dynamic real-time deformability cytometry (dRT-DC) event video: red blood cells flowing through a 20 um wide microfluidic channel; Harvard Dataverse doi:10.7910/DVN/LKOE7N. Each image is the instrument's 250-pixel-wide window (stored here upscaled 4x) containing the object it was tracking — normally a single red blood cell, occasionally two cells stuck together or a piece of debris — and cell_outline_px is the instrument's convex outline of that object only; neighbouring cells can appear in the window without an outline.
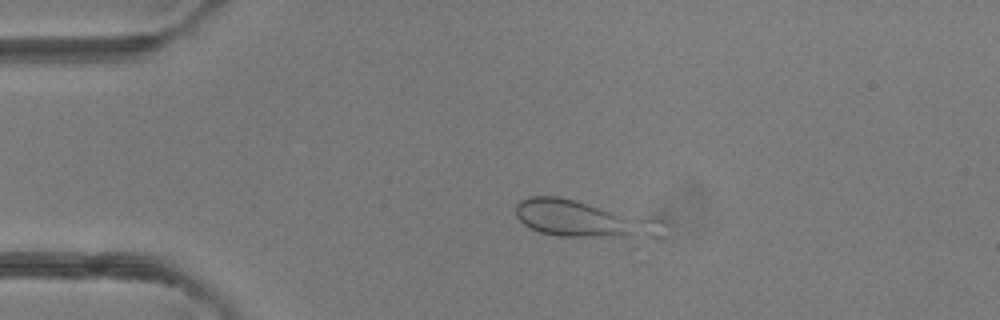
{"species": "common noctule bat (a hibernating species)", "species_latin": "Nyctalus noctula", "temperature_condition": "room temperature", "stored_images_in_passage": 3, "camera_frame_rate_fps": 3000, "um_per_image_px": 0.085, "animal": {"sex": "female"}, "frame": {"image": 1, "passage_image": 2, "time_ms": 0.333, "image_size_px": [1000, 320], "cell_outline_px": [[664, 236], [660, 240], [636, 248], [632, 248], [556, 236], [540, 232], [524, 224], [516, 216], [516, 204], [520, 200], [528, 196], [560, 196], [664, 220]], "centroid_in_image_um": [50.03, 18.84], "position_along_channel_um": 35.0, "area_um2": 36.47}}